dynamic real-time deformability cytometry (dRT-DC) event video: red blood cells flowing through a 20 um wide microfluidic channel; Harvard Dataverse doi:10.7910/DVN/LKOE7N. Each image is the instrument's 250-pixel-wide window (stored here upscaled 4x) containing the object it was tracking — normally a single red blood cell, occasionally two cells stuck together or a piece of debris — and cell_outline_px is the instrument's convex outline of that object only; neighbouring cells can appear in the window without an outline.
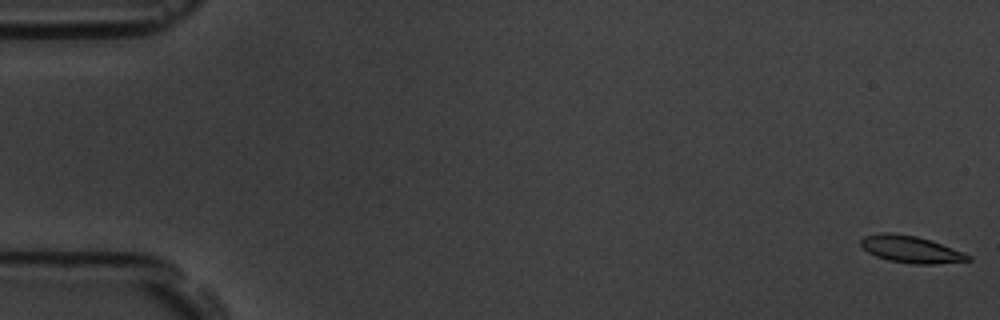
{"species": "common noctule bat (a hibernating species)", "species_latin": "Nyctalus noctula", "temperature_condition": "room temperature", "stored_images_in_passage": 57, "camera_frame_rate_fps": 3000, "um_per_image_px": 0.085, "animal": {"sex": "male", "body_mass_g": 19.5, "forearm_length_mm": 54.6}, "frame": {"image": 1, "passage_image": 1, "time_ms": 0.0, "image_size_px": [1000, 320], "cell_outline_px": [[972, 260], [936, 264], [916, 264], [888, 260], [876, 256], [868, 252], [860, 244], [860, 240], [864, 236], [880, 232], [892, 232], [916, 236], [932, 240], [972, 256]], "centroid_in_image_um": [77.41, 21.18], "position_along_channel_um": 7.6, "area_um2": 16.88}}
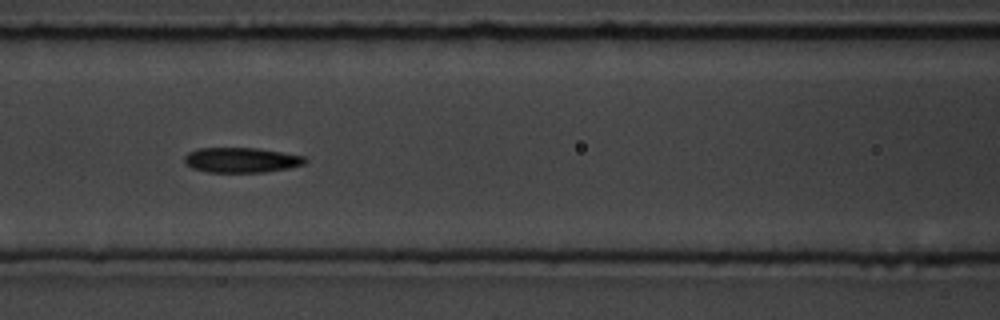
{"frame": {"image": 2, "passage_image": 25, "time_ms": 8.0, "image_size_px": [1000, 320], "cell_outline_px": [[308, 160], [304, 164], [288, 168], [264, 172], [208, 172], [192, 168], [184, 160], [184, 156], [188, 152], [200, 148], [256, 148], [304, 156]], "centroid_in_image_um": [20.51, 13.6], "position_along_channel_um": 146.1, "area_um2": 17.46}}
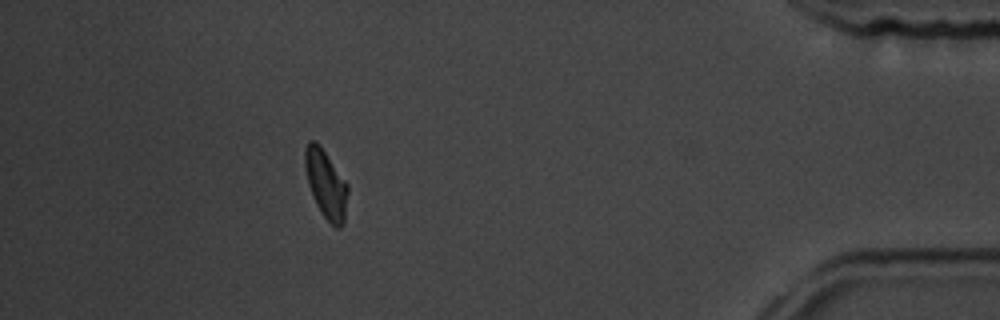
{"frame": {"image": 3, "passage_image": 51, "time_ms": 16.667, "image_size_px": [1000, 320], "cell_outline_px": [[348, 192], [344, 224], [340, 228], [336, 228], [320, 212], [316, 204], [308, 184], [304, 168], [304, 148], [308, 140], [316, 140], [320, 144], [348, 184]], "centroid_in_image_um": [27.69, 15.61], "position_along_channel_um": 407.5, "area_um2": 17.34}, "authors_computed_cell_mechanics": {"area_um2": 17.2244, "velocity_mm_per_s": 3.6168, "shape_relaxation_time_tau1_ms": 4.0694, "shape_relaxation_time_tau2_ms": 5.8894, "deformation_change_tau1": 0.1658, "deformation_change_tau2": 0.1398}}